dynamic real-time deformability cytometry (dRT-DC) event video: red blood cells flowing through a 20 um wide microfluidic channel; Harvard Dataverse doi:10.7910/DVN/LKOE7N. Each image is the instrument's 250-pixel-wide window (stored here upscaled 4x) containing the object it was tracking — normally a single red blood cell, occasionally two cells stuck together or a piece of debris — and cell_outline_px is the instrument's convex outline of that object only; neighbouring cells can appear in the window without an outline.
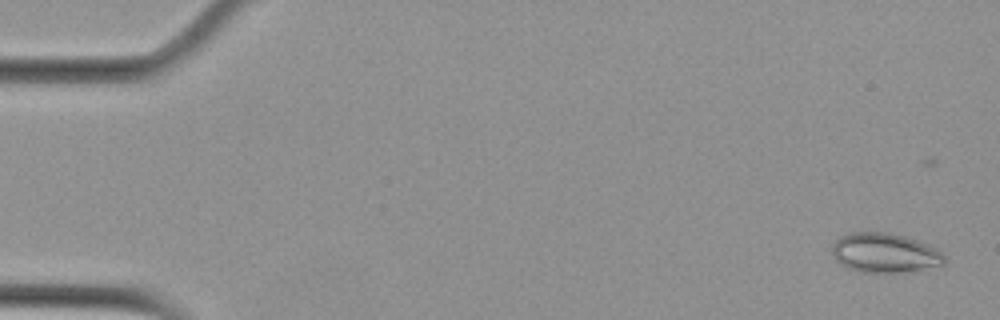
{"species": "Egyptian fruit bat (a non-hibernating species)", "species_latin": "Rousettus aegyptiacus", "temperature_condition": "cold", "stored_images_in_passage": 6, "camera_frame_rate_fps": 3000, "um_per_image_px": 0.085, "animal": {"sex": "female"}, "frame": {"image": 1, "passage_image": 2, "time_ms": 1.0, "image_size_px": [1000, 320], "cell_outline_px": [[944, 264], [904, 272], [864, 272], [848, 268], [840, 264], [836, 260], [832, 252], [832, 244], [840, 236], [852, 232], [888, 232], [904, 236], [916, 240], [936, 248], [944, 256]], "centroid_in_image_um": [75.16, 21.48], "position_along_channel_um": 9.8, "area_um2": 25.61}}